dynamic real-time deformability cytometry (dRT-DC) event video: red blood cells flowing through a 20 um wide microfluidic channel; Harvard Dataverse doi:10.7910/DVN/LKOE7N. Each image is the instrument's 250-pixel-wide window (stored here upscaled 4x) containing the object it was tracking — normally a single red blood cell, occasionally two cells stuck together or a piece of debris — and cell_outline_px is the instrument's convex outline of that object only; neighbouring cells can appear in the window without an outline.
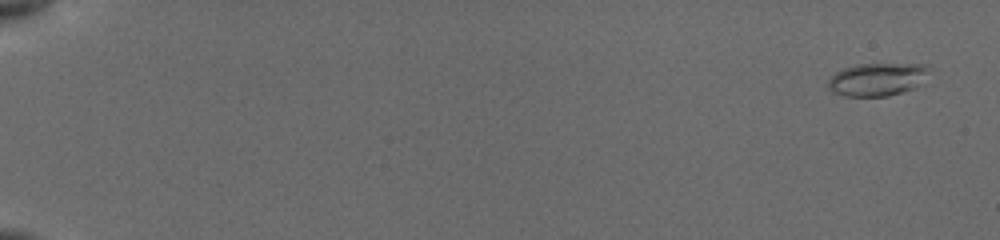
{"species": "common noctule bat (a hibernating species)", "species_latin": "Nyctalus noctula", "temperature_condition": "cold", "stored_images_in_passage": 39, "camera_frame_rate_fps": 3000, "um_per_image_px": 0.085, "animal": {"sex": "female", "body_mass_g": 19.5, "forearm_length_mm": 54.1}, "frame": {"image": 1, "passage_image": 3, "time_ms": 0.667, "image_size_px": [1000, 240], "cell_outline_px": [[932, 68], [924, 84], [888, 96], [844, 96], [832, 92], [828, 88], [828, 80], [836, 72], [844, 68], [856, 64], [928, 64]], "centroid_in_image_um": [74.63, 6.73], "position_along_channel_um": 10.4, "area_um2": 19.71}}
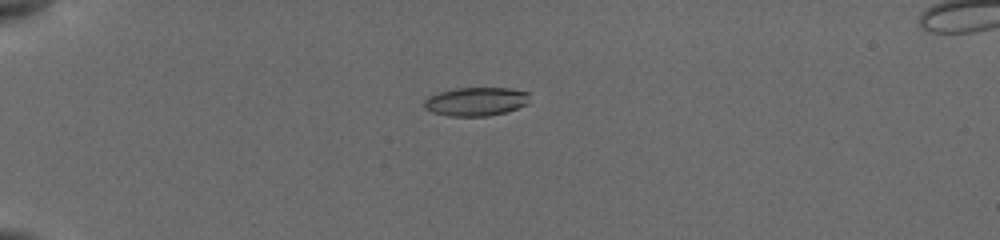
{"frame": {"image": 2, "passage_image": 22, "time_ms": 5.333, "image_size_px": [1000, 240], "cell_outline_px": [[528, 104], [504, 112], [488, 116], [448, 116], [432, 112], [424, 108], [424, 100], [428, 96], [440, 92], [460, 88], [508, 88], [528, 92]], "centroid_in_image_um": [40.43, 8.63], "position_along_channel_um": 44.6, "area_um2": 17.46}}
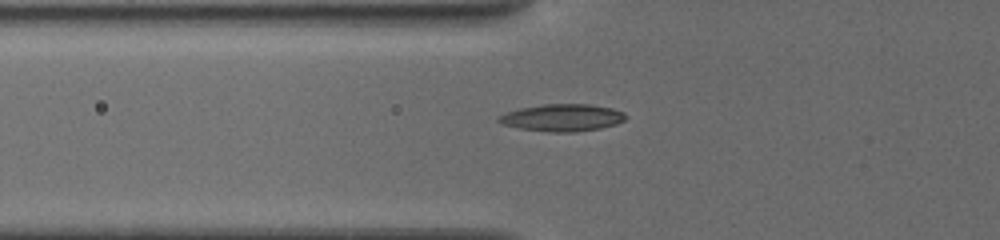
{"frame": {"image": 3, "passage_image": 31, "time_ms": 7.333, "image_size_px": [1000, 240], "cell_outline_px": [[628, 116], [624, 120], [616, 124], [600, 128], [576, 132], [552, 132], [520, 128], [504, 124], [496, 120], [500, 116], [508, 112], [520, 108], [544, 104], [588, 104], [612, 108], [624, 112]], "centroid_in_image_um": [47.84, 10.0], "position_along_channel_um": 78.0, "area_um2": 19.94}}